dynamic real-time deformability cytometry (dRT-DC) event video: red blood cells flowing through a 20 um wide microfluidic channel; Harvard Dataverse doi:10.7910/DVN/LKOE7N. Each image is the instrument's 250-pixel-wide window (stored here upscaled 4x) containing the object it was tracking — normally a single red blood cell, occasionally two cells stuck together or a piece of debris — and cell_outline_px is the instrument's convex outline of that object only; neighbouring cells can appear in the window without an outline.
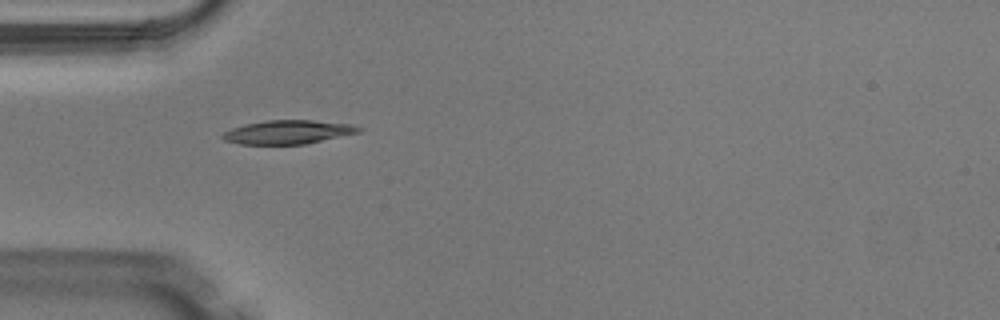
{"species": "Egyptian fruit bat (a non-hibernating species)", "species_latin": "Rousettus aegyptiacus", "temperature_condition": "warm", "stored_images_in_passage": 3, "camera_frame_rate_fps": 3000, "um_per_image_px": 0.085, "animal": {"sex": "male"}, "frame": {"image": 1, "passage_image": 2, "time_ms": 0.333, "image_size_px": [1000, 320], "cell_outline_px": [[364, 128], [360, 132], [304, 144], [240, 144], [224, 140], [220, 136], [224, 132], [232, 128], [248, 124], [268, 120], [312, 120], [352, 124]], "centroid_in_image_um": [24.5, 11.22], "position_along_channel_um": 60.5, "area_um2": 18.67}}